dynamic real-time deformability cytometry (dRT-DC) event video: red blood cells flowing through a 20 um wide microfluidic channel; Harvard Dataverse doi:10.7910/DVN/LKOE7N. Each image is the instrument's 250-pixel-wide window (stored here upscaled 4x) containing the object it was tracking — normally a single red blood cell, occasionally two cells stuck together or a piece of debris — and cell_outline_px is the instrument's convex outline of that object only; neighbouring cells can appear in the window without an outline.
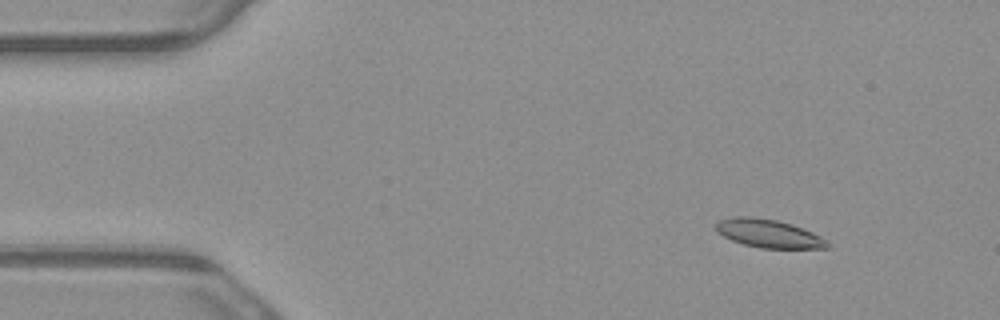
{"species": "common noctule bat (a hibernating species)", "species_latin": "Nyctalus noctula", "temperature_condition": "warm", "stored_images_in_passage": 5, "camera_frame_rate_fps": 3000, "um_per_image_px": 0.085, "animal": {"sex": "male", "body_mass_g": 23.1, "forearm_length_mm": 52.7}, "frame": {"image": 1, "passage_image": 2, "time_ms": 0.333, "image_size_px": [1000, 320], "cell_outline_px": [[832, 248], [760, 248], [744, 244], [732, 240], [716, 232], [716, 224], [720, 220], [732, 216], [752, 216], [776, 220], [792, 224], [812, 232], [828, 240]], "centroid_in_image_um": [65.35, 19.85], "position_along_channel_um": 19.6, "area_um2": 18.44}}
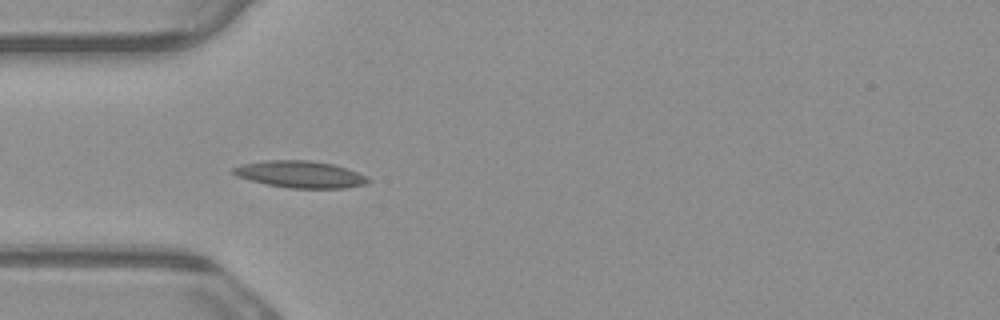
{"frame": {"image": 2, "passage_image": 5, "time_ms": 1.333, "image_size_px": [1000, 320], "cell_outline_px": [[372, 180], [368, 184], [344, 188], [292, 188], [268, 184], [236, 176], [232, 172], [232, 168], [240, 164], [264, 160], [308, 160], [332, 164], [368, 176]], "centroid_in_image_um": [25.53, 14.81], "position_along_channel_um": 59.5, "area_um2": 21.04}}